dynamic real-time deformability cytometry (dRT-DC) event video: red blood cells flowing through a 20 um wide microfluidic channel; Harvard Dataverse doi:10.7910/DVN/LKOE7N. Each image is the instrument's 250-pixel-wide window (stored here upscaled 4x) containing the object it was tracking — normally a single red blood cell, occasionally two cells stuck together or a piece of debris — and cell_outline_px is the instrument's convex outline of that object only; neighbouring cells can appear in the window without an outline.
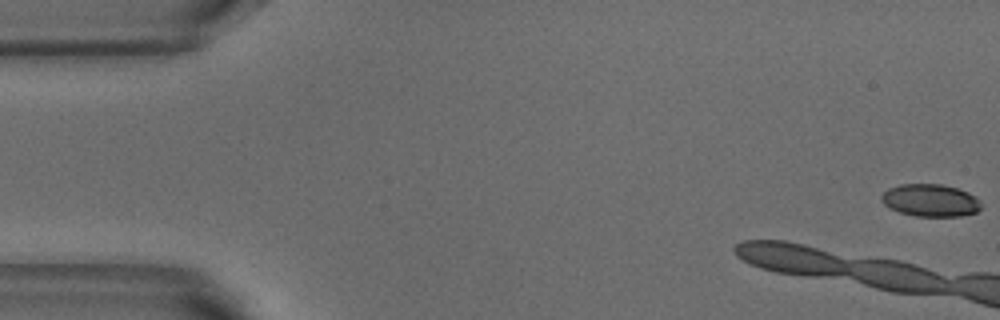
{"species": "common noctule bat (a hibernating species)", "species_latin": "Nyctalus noctula", "temperature_condition": "warm", "stored_images_in_passage": 7, "camera_frame_rate_fps": 3000, "um_per_image_px": 0.085, "animal": {"sex": "male", "body_mass_g": 18.8}, "frame": {"image": 1, "passage_image": 1, "time_ms": 0.0, "image_size_px": [1000, 320], "cell_outline_px": [[980, 208], [976, 212], [960, 216], [916, 216], [900, 212], [888, 208], [880, 200], [880, 196], [888, 188], [900, 184], [940, 184], [956, 188], [968, 192], [976, 196], [980, 200]], "centroid_in_image_um": [79.06, 17.02], "position_along_channel_um": 5.9, "area_um2": 18.9}}